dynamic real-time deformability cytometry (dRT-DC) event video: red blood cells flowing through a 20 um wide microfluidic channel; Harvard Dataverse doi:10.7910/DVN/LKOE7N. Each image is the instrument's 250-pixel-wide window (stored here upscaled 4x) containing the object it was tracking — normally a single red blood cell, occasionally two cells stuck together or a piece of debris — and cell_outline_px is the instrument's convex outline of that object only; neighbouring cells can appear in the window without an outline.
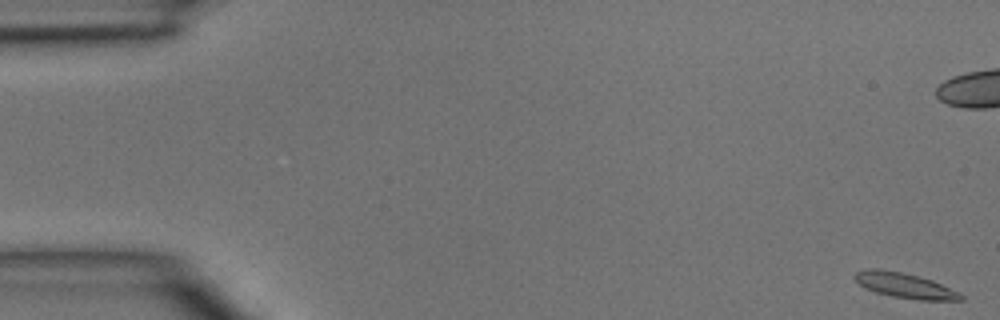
{"species": "common noctule bat (a hibernating species)", "species_latin": "Nyctalus noctula", "temperature_condition": "room temperature", "stored_images_in_passage": 48, "camera_frame_rate_fps": 3000, "um_per_image_px": 0.085, "animal": {"sex": "male", "body_mass_g": 15.6}, "frame": {"image": 1, "passage_image": 1, "time_ms": 0.0, "image_size_px": [1000, 320], "cell_outline_px": [[964, 300], [916, 300], [892, 296], [876, 292], [864, 288], [852, 276], [856, 272], [864, 268], [880, 268], [920, 276], [932, 280], [960, 292], [964, 296]], "centroid_in_image_um": [76.9, 24.26], "position_along_channel_um": 8.1, "area_um2": 15.72}}